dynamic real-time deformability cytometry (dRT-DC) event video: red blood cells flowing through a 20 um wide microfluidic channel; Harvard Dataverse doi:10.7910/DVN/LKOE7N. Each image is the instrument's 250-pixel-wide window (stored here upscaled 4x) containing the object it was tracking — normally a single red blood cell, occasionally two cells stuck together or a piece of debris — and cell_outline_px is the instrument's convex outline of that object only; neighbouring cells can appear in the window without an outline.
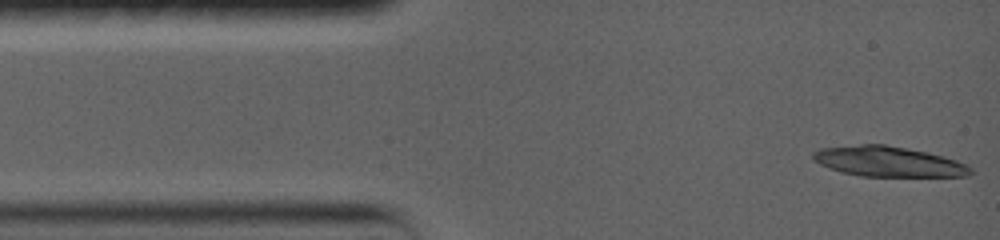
{"species": "common noctule bat (a hibernating species)", "species_latin": "Nyctalus noctula", "temperature_condition": "warm", "stored_images_in_passage": 5, "camera_frame_rate_fps": 5000, "um_per_image_px": 0.085, "animal": {"sex": "female", "body_mass_g": 19.0, "forearm_length_mm": 56.7}, "frame": {"image": 1, "passage_image": 1, "time_ms": 0.0, "image_size_px": [1000, 240], "cell_outline_px": [[972, 172], [968, 176], [860, 176], [840, 172], [828, 168], [812, 160], [812, 152], [820, 148], [860, 144], [884, 144], [928, 152], [944, 156], [956, 160], [972, 168]], "centroid_in_image_um": [75.46, 13.73], "position_along_channel_um": 9.5, "area_um2": 27.86}}